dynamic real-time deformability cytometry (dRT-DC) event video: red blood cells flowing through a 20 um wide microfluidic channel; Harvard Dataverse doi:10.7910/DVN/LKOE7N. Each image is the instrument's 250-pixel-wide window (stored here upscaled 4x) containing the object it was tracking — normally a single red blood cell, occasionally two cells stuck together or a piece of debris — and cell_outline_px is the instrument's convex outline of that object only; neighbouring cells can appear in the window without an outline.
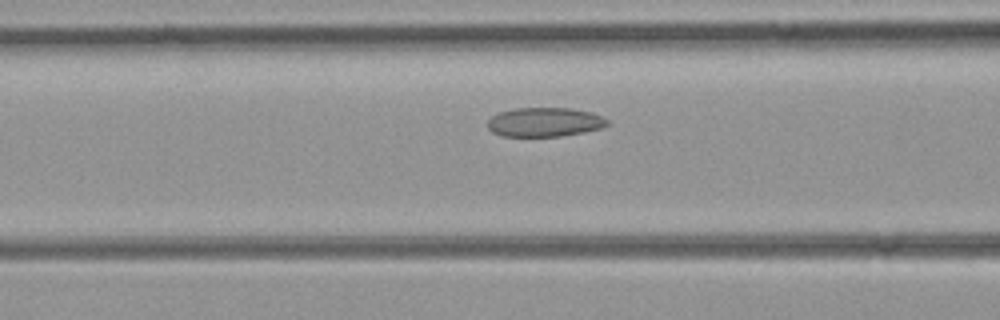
{"species": "common noctule bat (a hibernating species)", "species_latin": "Nyctalus noctula", "temperature_condition": "room temperature", "stored_images_in_passage": 34, "camera_frame_rate_fps": 3000, "um_per_image_px": 0.085, "animal": {"sex": "female", "body_mass_g": 21.9}, "frame": {"image": 1, "passage_image": 10, "time_ms": 3.0, "image_size_px": [1000, 320], "cell_outline_px": [[608, 124], [600, 128], [584, 132], [560, 136], [500, 136], [492, 132], [488, 128], [488, 120], [492, 116], [500, 112], [516, 108], [572, 108], [588, 112], [600, 116], [608, 120]], "centroid_in_image_um": [46.26, 10.38], "position_along_channel_um": 120.3, "area_um2": 20.17}}
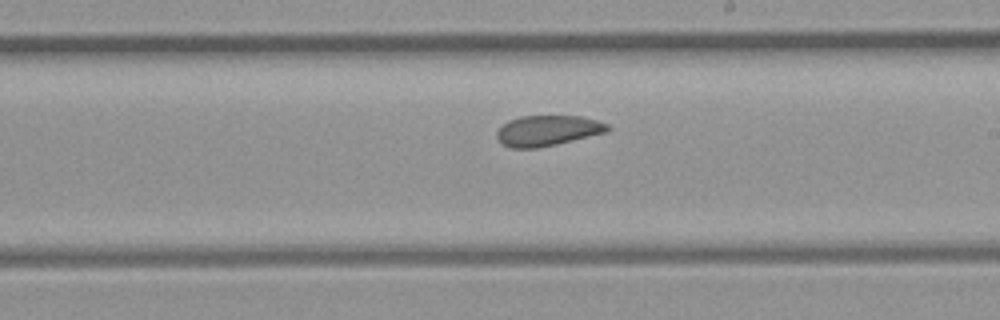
{"frame": {"image": 2, "passage_image": 19, "time_ms": 6.0, "image_size_px": [1000, 320], "cell_outline_px": [[612, 128], [608, 132], [556, 144], [536, 148], [512, 148], [504, 144], [496, 136], [496, 132], [508, 120], [520, 116], [580, 116], [596, 120], [608, 124]], "centroid_in_image_um": [46.58, 11.09], "position_along_channel_um": 242.4, "area_um2": 19.59}}
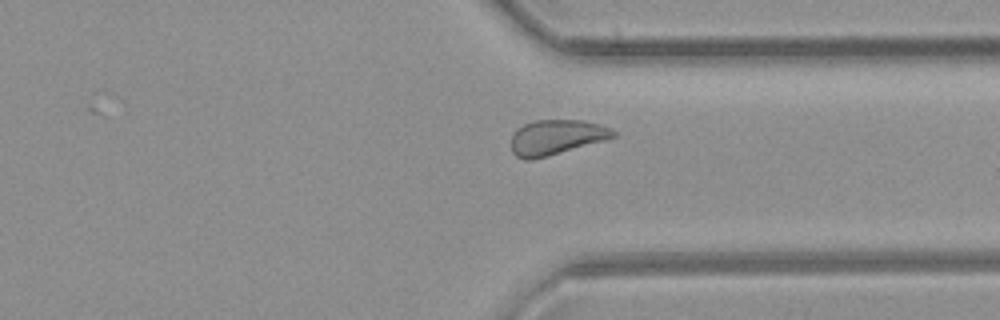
{"frame": {"image": 3, "passage_image": 28, "time_ms": 9.0, "image_size_px": [1000, 320], "cell_outline_px": [[616, 136], [604, 140], [532, 160], [524, 160], [516, 156], [512, 152], [512, 136], [516, 128], [524, 124], [536, 120], [584, 120], [600, 124], [616, 132]], "centroid_in_image_um": [47.25, 11.66], "position_along_channel_um": 364.1, "area_um2": 20.63}}